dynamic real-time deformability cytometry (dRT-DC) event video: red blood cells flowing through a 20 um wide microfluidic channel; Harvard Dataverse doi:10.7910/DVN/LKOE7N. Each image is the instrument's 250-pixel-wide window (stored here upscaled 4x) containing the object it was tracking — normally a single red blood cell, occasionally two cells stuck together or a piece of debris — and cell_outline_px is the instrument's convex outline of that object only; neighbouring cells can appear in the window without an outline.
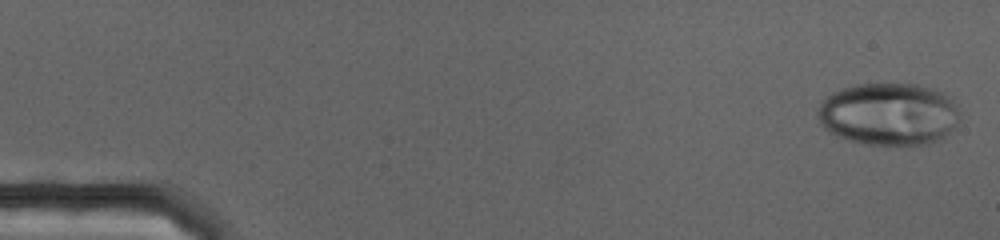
{"species": "human", "species_latin": "Homo sapiens", "temperature_condition": "cold", "stored_images_in_passage": 71, "camera_frame_rate_fps": 3000, "um_per_image_px": 0.085, "donor": {"sex": "female"}, "frame": {"image": 1, "passage_image": 1, "time_ms": 0.0, "image_size_px": [1000, 240], "cell_outline_px": [[960, 120], [956, 128], [944, 140], [912, 148], [864, 144], [848, 140], [836, 136], [828, 132], [820, 124], [816, 116], [816, 112], [820, 104], [832, 92], [856, 84], [920, 84], [940, 92], [952, 100], [956, 104], [960, 112]], "centroid_in_image_um": [75.59, 9.76], "position_along_channel_um": 9.4, "area_um2": 53.29}}
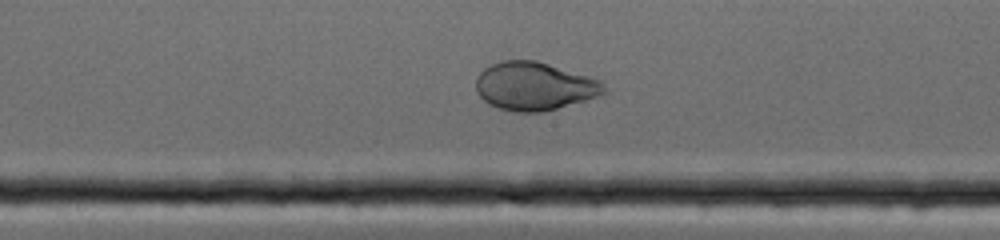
{"frame": {"image": 2, "passage_image": 37, "time_ms": 12.0, "image_size_px": [1000, 240], "cell_outline_px": [[608, 92], [584, 100], [544, 112], [512, 112], [488, 104], [476, 92], [476, 76], [484, 68], [500, 60], [536, 60], [604, 80]], "centroid_in_image_um": [45.44, 7.32], "position_along_channel_um": 202.8, "area_um2": 36.36}}
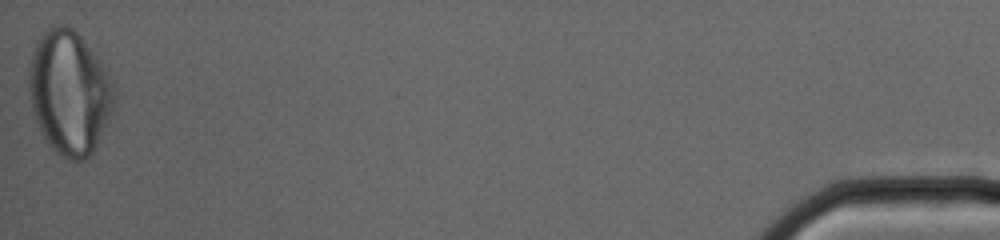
{"frame": {"image": 3, "passage_image": 71, "time_ms": 23.333, "image_size_px": [1000, 240], "cell_outline_px": [[116, 92], [112, 104], [104, 124], [92, 152], [84, 160], [68, 160], [60, 156], [48, 144], [36, 120], [32, 108], [28, 88], [28, 68], [36, 44], [44, 32], [52, 24], [64, 24], [72, 28], [80, 36], [92, 52], [108, 76]], "centroid_in_image_um": [5.83, 7.85], "position_along_channel_um": 429.4, "area_um2": 60.05}}